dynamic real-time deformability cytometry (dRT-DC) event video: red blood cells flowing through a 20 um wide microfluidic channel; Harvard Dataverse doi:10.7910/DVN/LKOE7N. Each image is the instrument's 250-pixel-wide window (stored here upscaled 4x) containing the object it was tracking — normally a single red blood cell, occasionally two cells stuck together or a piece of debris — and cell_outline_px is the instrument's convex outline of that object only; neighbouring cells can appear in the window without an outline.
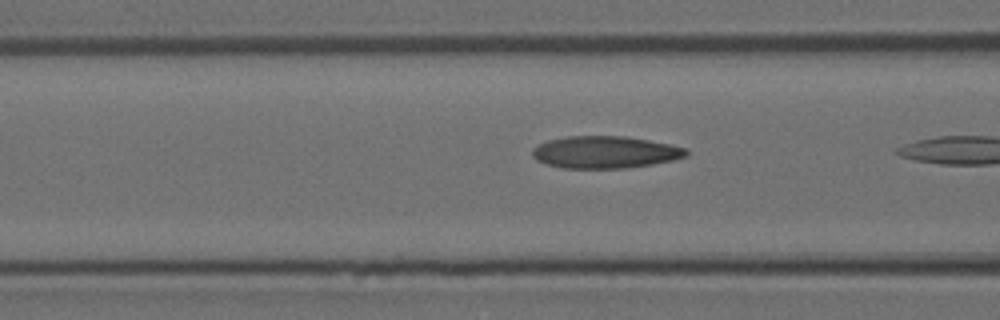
{"species": "Egyptian fruit bat (a non-hibernating species)", "species_latin": "Rousettus aegyptiacus", "temperature_condition": "room temperature", "stored_images_in_passage": 8, "camera_frame_rate_fps": 3000, "um_per_image_px": 0.085, "animal": {"sex": "female"}, "frame": {"image": 1, "passage_image": 7, "time_ms": 2.0, "image_size_px": [1000, 320], "cell_outline_px": [[688, 156], [672, 160], [652, 164], [624, 168], [564, 168], [548, 164], [536, 160], [532, 156], [532, 148], [548, 140], [568, 136], [624, 136], [648, 140], [688, 148]], "centroid_in_image_um": [51.44, 12.93], "position_along_channel_um": 115.2, "area_um2": 28.73}}